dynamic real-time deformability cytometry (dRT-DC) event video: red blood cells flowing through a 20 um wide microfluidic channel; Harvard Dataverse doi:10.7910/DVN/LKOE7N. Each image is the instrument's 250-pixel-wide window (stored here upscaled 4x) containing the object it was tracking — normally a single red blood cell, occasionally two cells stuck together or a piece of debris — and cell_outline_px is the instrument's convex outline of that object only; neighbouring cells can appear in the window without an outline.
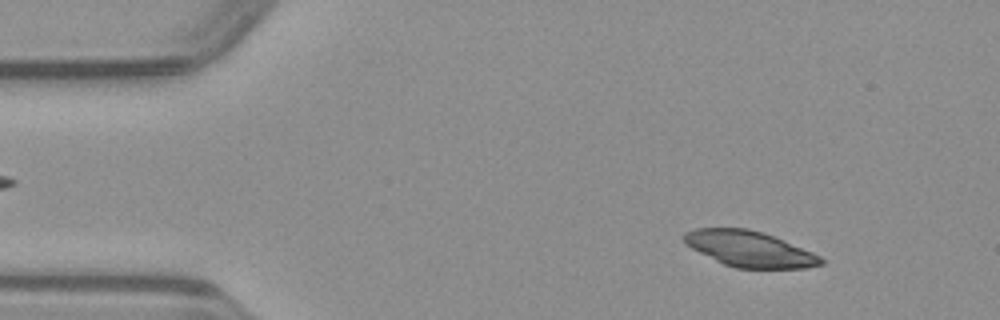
{"species": "common noctule bat (a hibernating species)", "species_latin": "Nyctalus noctula", "temperature_condition": "warm", "stored_images_in_passage": 48, "camera_frame_rate_fps": 3000, "um_per_image_px": 0.085, "animal": {"sex": "male", "body_mass_g": 23.1, "forearm_length_mm": 52.7}, "frame": {"image": 1, "passage_image": 5, "time_ms": 1.333, "image_size_px": [1000, 320], "cell_outline_px": [[824, 264], [804, 268], [736, 268], [724, 264], [684, 244], [684, 232], [696, 228], [748, 228], [764, 232], [812, 252], [820, 256], [824, 260]], "centroid_in_image_um": [63.71, 21.15], "position_along_channel_um": 21.3, "area_um2": 28.32}}